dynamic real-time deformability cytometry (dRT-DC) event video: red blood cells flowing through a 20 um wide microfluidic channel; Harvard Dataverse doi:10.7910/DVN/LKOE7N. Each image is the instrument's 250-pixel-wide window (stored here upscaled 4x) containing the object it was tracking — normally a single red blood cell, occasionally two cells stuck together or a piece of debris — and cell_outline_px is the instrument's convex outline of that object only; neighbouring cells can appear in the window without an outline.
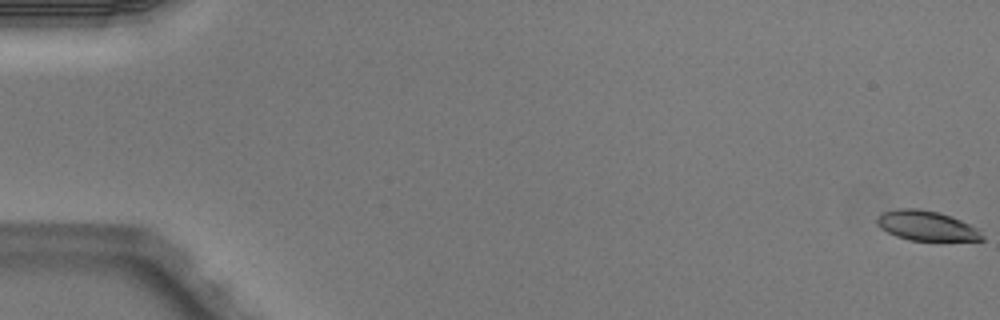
{"species": "Egyptian fruit bat (a non-hibernating species)", "species_latin": "Rousettus aegyptiacus", "temperature_condition": "warm", "stored_images_in_passage": 5, "camera_frame_rate_fps": 3000, "um_per_image_px": 0.085, "animal": {"sex": "male"}, "frame": {"image": 1, "passage_image": 1, "time_ms": 0.0, "image_size_px": [1000, 320], "cell_outline_px": [[984, 240], [908, 240], [896, 236], [880, 228], [876, 224], [876, 216], [880, 212], [896, 208], [916, 208], [940, 212], [952, 216], [976, 228], [984, 236]], "centroid_in_image_um": [78.68, 19.16], "position_along_channel_um": 6.3, "area_um2": 18.38}}
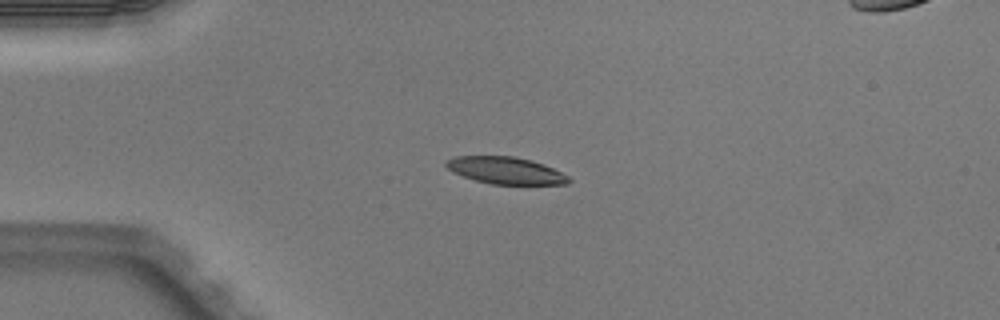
{"frame": {"image": 2, "passage_image": 4, "time_ms": 1.0, "image_size_px": [1000, 320], "cell_outline_px": [[572, 180], [568, 184], [492, 184], [476, 180], [452, 172], [444, 164], [444, 160], [456, 156], [516, 156], [532, 160], [544, 164], [568, 176]], "centroid_in_image_um": [42.97, 14.48], "position_along_channel_um": 42.0, "area_um2": 19.31}}